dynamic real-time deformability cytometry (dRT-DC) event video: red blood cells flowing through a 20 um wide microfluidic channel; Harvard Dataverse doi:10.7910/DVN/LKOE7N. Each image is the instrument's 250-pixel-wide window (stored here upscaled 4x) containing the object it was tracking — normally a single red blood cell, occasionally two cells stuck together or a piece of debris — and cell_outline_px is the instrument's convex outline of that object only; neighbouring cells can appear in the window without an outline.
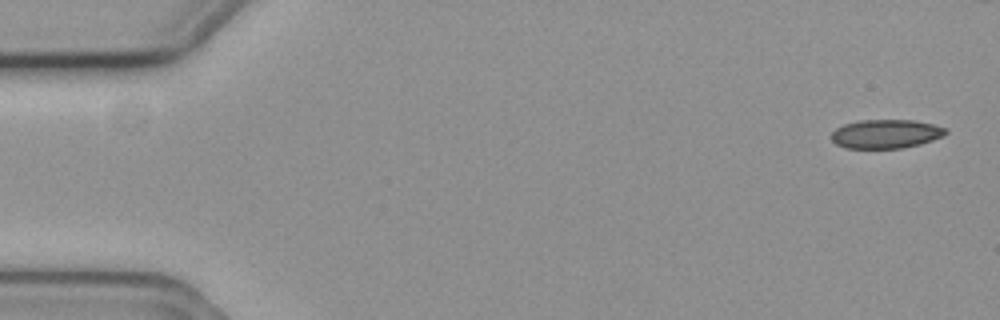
{"species": "common noctule bat (a hibernating species)", "species_latin": "Nyctalus noctula", "temperature_condition": "cold", "stored_images_in_passage": 5, "camera_frame_rate_fps": 3000, "um_per_image_px": 0.085, "animal": {"sex": "female", "body_mass_g": 19.3, "forearm_length_mm": 54.1}, "frame": {"image": 1, "passage_image": 1, "time_ms": 0.0, "image_size_px": [1000, 320], "cell_outline_px": [[948, 132], [944, 136], [920, 144], [900, 148], [844, 148], [836, 144], [832, 140], [832, 132], [836, 128], [844, 124], [860, 120], [916, 120], [948, 128]], "centroid_in_image_um": [75.32, 11.37], "position_along_channel_um": 9.7, "area_um2": 19.31}}
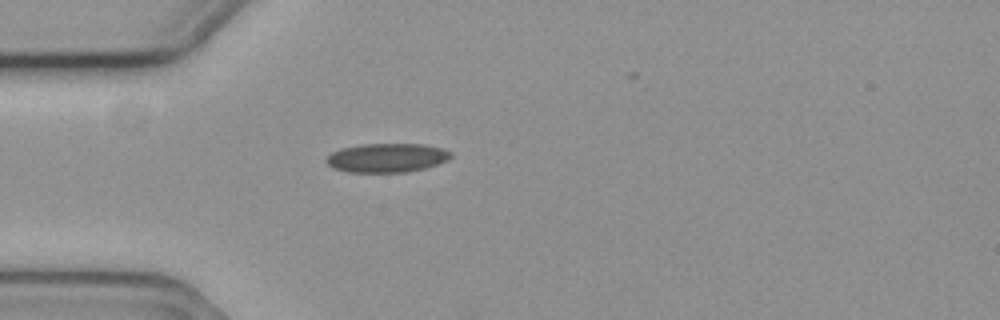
{"frame": {"image": 2, "passage_image": 5, "time_ms": 1.333, "image_size_px": [1000, 320], "cell_outline_px": [[452, 156], [448, 160], [424, 168], [408, 172], [348, 172], [332, 168], [324, 160], [332, 152], [340, 148], [360, 144], [424, 144], [440, 148], [452, 152]], "centroid_in_image_um": [32.85, 13.41], "position_along_channel_um": 52.1, "area_um2": 21.1}}